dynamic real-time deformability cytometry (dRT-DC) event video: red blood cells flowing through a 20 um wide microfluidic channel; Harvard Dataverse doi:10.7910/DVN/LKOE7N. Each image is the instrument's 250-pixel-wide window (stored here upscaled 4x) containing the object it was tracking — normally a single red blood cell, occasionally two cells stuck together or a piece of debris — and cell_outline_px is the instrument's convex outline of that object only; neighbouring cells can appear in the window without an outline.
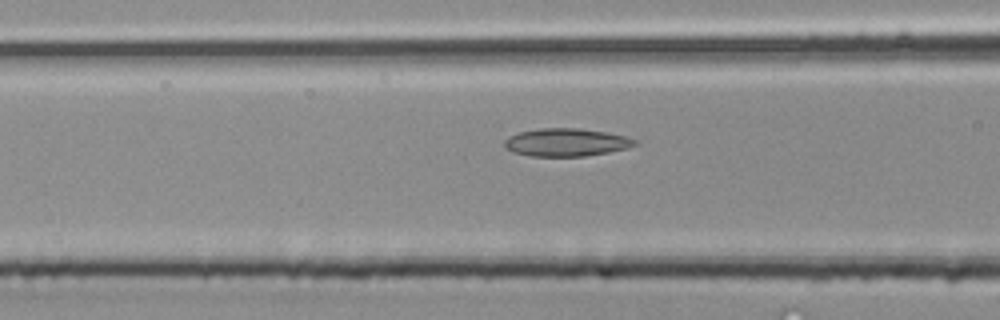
{"species": "common noctule bat (a hibernating species)", "species_latin": "Nyctalus noctula", "temperature_condition": "room temperature", "stored_images_in_passage": 16, "camera_frame_rate_fps": 3000, "um_per_image_px": 0.085, "animal": {"sex": "male", "body_mass_g": 20.4}, "frame": {"image": 1, "passage_image": 14, "time_ms": 4.333, "image_size_px": [1000, 320], "cell_outline_px": [[640, 144], [628, 148], [608, 152], [584, 156], [532, 156], [512, 152], [504, 148], [504, 140], [508, 136], [520, 132], [540, 128], [580, 128], [608, 132], [624, 136], [636, 140]], "centroid_in_image_um": [48.13, 12.09], "position_along_channel_um": 118.5, "area_um2": 21.33}}